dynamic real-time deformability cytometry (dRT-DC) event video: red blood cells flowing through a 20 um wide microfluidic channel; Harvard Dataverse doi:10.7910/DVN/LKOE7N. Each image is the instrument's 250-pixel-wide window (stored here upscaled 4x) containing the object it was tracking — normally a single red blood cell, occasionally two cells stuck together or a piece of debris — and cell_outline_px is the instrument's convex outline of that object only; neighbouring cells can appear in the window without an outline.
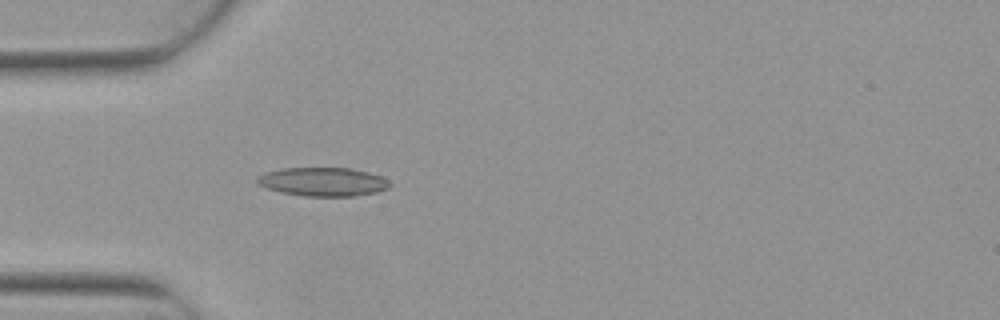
{"species": "Egyptian fruit bat (a non-hibernating species)", "species_latin": "Rousettus aegyptiacus", "temperature_condition": "warm", "stored_images_in_passage": 3, "camera_frame_rate_fps": 3000, "um_per_image_px": 0.085, "animal": {"sex": "female"}, "frame": {"image": 1, "passage_image": 3, "time_ms": 0.667, "image_size_px": [1000, 320], "cell_outline_px": [[392, 184], [388, 188], [376, 192], [352, 196], [304, 196], [280, 192], [256, 184], [256, 176], [264, 172], [284, 168], [348, 168], [368, 172], [380, 176], [388, 180]], "centroid_in_image_um": [27.41, 15.45], "position_along_channel_um": 57.6, "area_um2": 22.2}}